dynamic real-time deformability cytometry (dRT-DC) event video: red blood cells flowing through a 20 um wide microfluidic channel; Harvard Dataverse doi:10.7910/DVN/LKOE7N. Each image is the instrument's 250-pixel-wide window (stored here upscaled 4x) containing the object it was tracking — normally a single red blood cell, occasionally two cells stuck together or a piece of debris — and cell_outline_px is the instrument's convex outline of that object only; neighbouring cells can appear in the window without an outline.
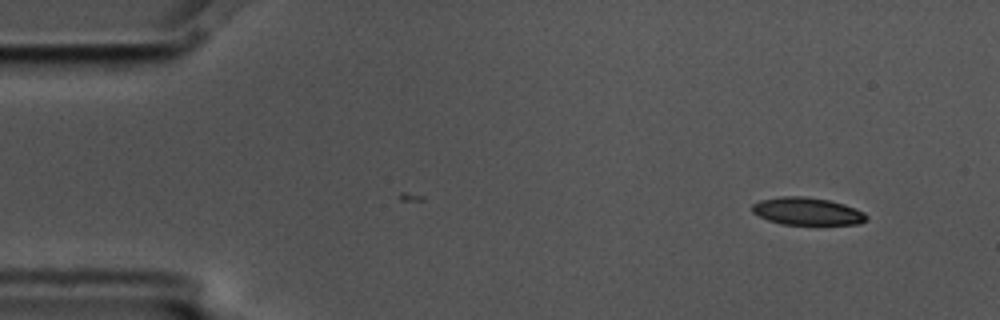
{"species": "common noctule bat (a hibernating species)", "species_latin": "Nyctalus noctula", "temperature_condition": "cold", "stored_images_in_passage": 4, "camera_frame_rate_fps": 3000, "um_per_image_px": 0.085, "animal": {"sex": "male", "body_mass_g": 17.5, "forearm_length_mm": 52.3}, "frame": {"image": 1, "passage_image": 1, "time_ms": 0.0, "image_size_px": [1000, 320], "cell_outline_px": [[868, 220], [860, 224], [784, 224], [768, 220], [752, 212], [752, 204], [760, 200], [780, 196], [804, 196], [828, 200], [844, 204], [856, 208], [864, 212], [868, 216]], "centroid_in_image_um": [68.64, 17.95], "position_along_channel_um": 16.4, "area_um2": 18.32}}